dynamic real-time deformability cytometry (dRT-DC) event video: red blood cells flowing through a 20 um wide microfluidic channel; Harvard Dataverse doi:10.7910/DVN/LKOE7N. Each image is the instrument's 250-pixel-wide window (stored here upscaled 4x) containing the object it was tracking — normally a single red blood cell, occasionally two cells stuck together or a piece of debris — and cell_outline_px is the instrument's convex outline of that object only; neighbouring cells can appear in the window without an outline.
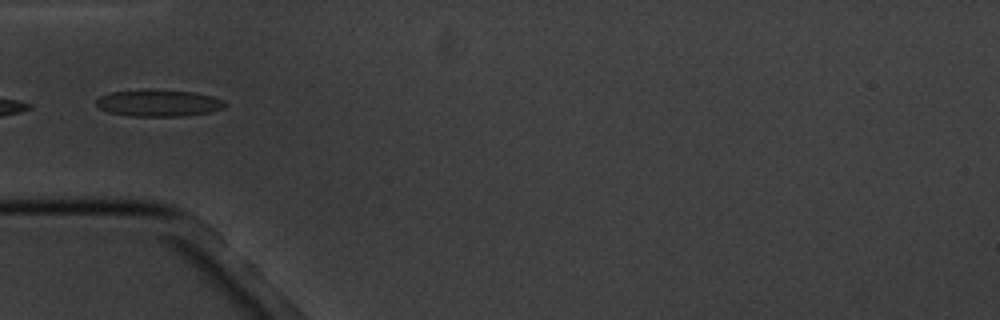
{"species": "common noctule bat (a hibernating species)", "species_latin": "Nyctalus noctula", "temperature_condition": "cold", "stored_images_in_passage": 13, "camera_frame_rate_fps": 3000, "um_per_image_px": 0.085, "animal": {"sex": "male", "body_mass_g": 20.1, "forearm_length_mm": 53.5}, "frame": {"image": 1, "passage_image": 3, "time_ms": 2.0, "image_size_px": [1000, 320], "cell_outline_px": [[228, 104], [224, 108], [212, 112], [184, 116], [132, 116], [108, 112], [100, 108], [96, 104], [96, 100], [100, 96], [112, 92], [144, 88], [148, 88], [192, 92], [212, 96], [224, 100]], "centroid_in_image_um": [13.51, 8.74], "position_along_channel_um": 71.5, "area_um2": 20.46}}
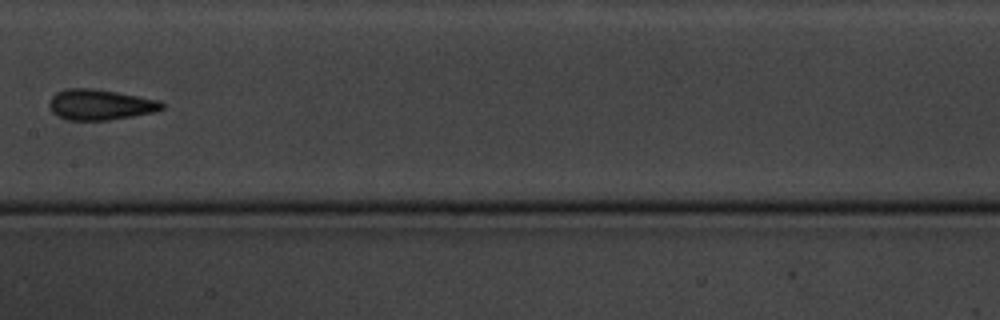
{"frame": {"image": 2, "passage_image": 6, "time_ms": 5.667, "image_size_px": [1000, 320], "cell_outline_px": [[164, 108], [152, 112], [132, 116], [108, 120], [68, 120], [56, 116], [52, 112], [48, 104], [52, 96], [56, 92], [68, 88], [92, 88], [116, 92], [160, 100], [164, 104]], "centroid_in_image_um": [8.48, 8.89], "position_along_channel_um": 198.9, "area_um2": 20.06}}
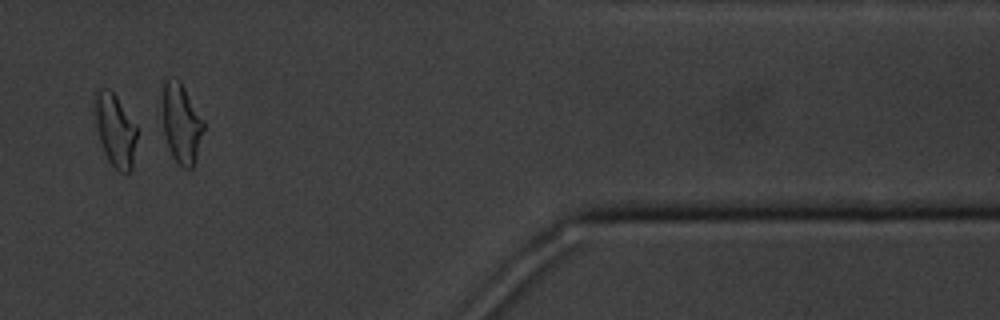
{"frame": {"image": 3, "passage_image": 11, "time_ms": 12.333, "image_size_px": [1000, 320], "cell_outline_px": [[140, 128], [132, 168], [128, 172], [120, 172], [108, 160], [104, 152], [96, 128], [96, 92], [100, 88], [108, 88], [116, 96]], "centroid_in_image_um": [9.87, 11.08], "position_along_channel_um": 401.5, "area_um2": 17.98}, "authors_computed_cell_mechanics": {"area_um2": 19.3052, "velocity_mm_per_s": 3.4326, "shape_relaxation_time_tau1_ms": 10.7109, "shape_relaxation_time_tau2_ms": 3.1341, "deformation_change_tau1": 0.2169, "deformation_change_tau2": 0.1226}}